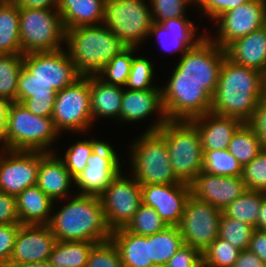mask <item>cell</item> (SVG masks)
Segmentation results:
<instances>
[{"mask_svg": "<svg viewBox=\"0 0 266 267\" xmlns=\"http://www.w3.org/2000/svg\"><path fill=\"white\" fill-rule=\"evenodd\" d=\"M265 86V74L239 65L225 56L212 97L211 112L248 123L258 102L265 97Z\"/></svg>", "mask_w": 266, "mask_h": 267, "instance_id": "1", "label": "cell"}, {"mask_svg": "<svg viewBox=\"0 0 266 267\" xmlns=\"http://www.w3.org/2000/svg\"><path fill=\"white\" fill-rule=\"evenodd\" d=\"M48 226L57 241L98 243L110 239L112 232L107 226L100 197L76 193L53 203Z\"/></svg>", "mask_w": 266, "mask_h": 267, "instance_id": "2", "label": "cell"}, {"mask_svg": "<svg viewBox=\"0 0 266 267\" xmlns=\"http://www.w3.org/2000/svg\"><path fill=\"white\" fill-rule=\"evenodd\" d=\"M81 76H96L126 46L105 25L65 30V46Z\"/></svg>", "mask_w": 266, "mask_h": 267, "instance_id": "3", "label": "cell"}, {"mask_svg": "<svg viewBox=\"0 0 266 267\" xmlns=\"http://www.w3.org/2000/svg\"><path fill=\"white\" fill-rule=\"evenodd\" d=\"M127 144L129 160L124 168L140 185L181 183L171 167L165 139L157 131L142 132Z\"/></svg>", "mask_w": 266, "mask_h": 267, "instance_id": "4", "label": "cell"}, {"mask_svg": "<svg viewBox=\"0 0 266 267\" xmlns=\"http://www.w3.org/2000/svg\"><path fill=\"white\" fill-rule=\"evenodd\" d=\"M157 132L165 139L175 176L190 184L203 170L204 151L196 125L191 120H167Z\"/></svg>", "mask_w": 266, "mask_h": 267, "instance_id": "5", "label": "cell"}, {"mask_svg": "<svg viewBox=\"0 0 266 267\" xmlns=\"http://www.w3.org/2000/svg\"><path fill=\"white\" fill-rule=\"evenodd\" d=\"M6 133L9 150L55 152L61 138L52 117L34 115L19 102L10 103Z\"/></svg>", "mask_w": 266, "mask_h": 267, "instance_id": "6", "label": "cell"}, {"mask_svg": "<svg viewBox=\"0 0 266 267\" xmlns=\"http://www.w3.org/2000/svg\"><path fill=\"white\" fill-rule=\"evenodd\" d=\"M152 23L148 0H105L103 24L126 47H144Z\"/></svg>", "mask_w": 266, "mask_h": 267, "instance_id": "7", "label": "cell"}, {"mask_svg": "<svg viewBox=\"0 0 266 267\" xmlns=\"http://www.w3.org/2000/svg\"><path fill=\"white\" fill-rule=\"evenodd\" d=\"M225 56V49L206 36L175 61L165 81L206 83V92L213 97Z\"/></svg>", "mask_w": 266, "mask_h": 267, "instance_id": "8", "label": "cell"}, {"mask_svg": "<svg viewBox=\"0 0 266 267\" xmlns=\"http://www.w3.org/2000/svg\"><path fill=\"white\" fill-rule=\"evenodd\" d=\"M19 34L23 54L65 46V28L57 9L20 8Z\"/></svg>", "mask_w": 266, "mask_h": 267, "instance_id": "9", "label": "cell"}, {"mask_svg": "<svg viewBox=\"0 0 266 267\" xmlns=\"http://www.w3.org/2000/svg\"><path fill=\"white\" fill-rule=\"evenodd\" d=\"M51 117L61 137L63 132L74 137L93 131L89 76H81L57 92Z\"/></svg>", "mask_w": 266, "mask_h": 267, "instance_id": "10", "label": "cell"}, {"mask_svg": "<svg viewBox=\"0 0 266 267\" xmlns=\"http://www.w3.org/2000/svg\"><path fill=\"white\" fill-rule=\"evenodd\" d=\"M80 77L67 50L62 48L51 52L23 54V67L18 82L48 83L58 92Z\"/></svg>", "mask_w": 266, "mask_h": 267, "instance_id": "11", "label": "cell"}, {"mask_svg": "<svg viewBox=\"0 0 266 267\" xmlns=\"http://www.w3.org/2000/svg\"><path fill=\"white\" fill-rule=\"evenodd\" d=\"M126 171L122 169L99 196L111 231L125 228L142 203L141 185Z\"/></svg>", "mask_w": 266, "mask_h": 267, "instance_id": "12", "label": "cell"}, {"mask_svg": "<svg viewBox=\"0 0 266 267\" xmlns=\"http://www.w3.org/2000/svg\"><path fill=\"white\" fill-rule=\"evenodd\" d=\"M110 142L103 139L92 152L85 169L74 178L76 194L100 196L125 167L126 158H122L125 154Z\"/></svg>", "mask_w": 266, "mask_h": 267, "instance_id": "13", "label": "cell"}, {"mask_svg": "<svg viewBox=\"0 0 266 267\" xmlns=\"http://www.w3.org/2000/svg\"><path fill=\"white\" fill-rule=\"evenodd\" d=\"M161 86L162 104L168 120H191L211 112L212 97L206 83L165 81Z\"/></svg>", "mask_w": 266, "mask_h": 267, "instance_id": "14", "label": "cell"}, {"mask_svg": "<svg viewBox=\"0 0 266 267\" xmlns=\"http://www.w3.org/2000/svg\"><path fill=\"white\" fill-rule=\"evenodd\" d=\"M222 211L190 195L178 224L185 245L201 253L218 237Z\"/></svg>", "mask_w": 266, "mask_h": 267, "instance_id": "15", "label": "cell"}, {"mask_svg": "<svg viewBox=\"0 0 266 267\" xmlns=\"http://www.w3.org/2000/svg\"><path fill=\"white\" fill-rule=\"evenodd\" d=\"M265 24V0H250L248 3L219 16L212 23V29L216 31L214 32L213 30L212 32L210 29H207V36L221 48L225 49L236 39L264 27Z\"/></svg>", "mask_w": 266, "mask_h": 267, "instance_id": "16", "label": "cell"}, {"mask_svg": "<svg viewBox=\"0 0 266 267\" xmlns=\"http://www.w3.org/2000/svg\"><path fill=\"white\" fill-rule=\"evenodd\" d=\"M40 152L4 149L0 156V190L17 196L37 185Z\"/></svg>", "mask_w": 266, "mask_h": 267, "instance_id": "17", "label": "cell"}, {"mask_svg": "<svg viewBox=\"0 0 266 267\" xmlns=\"http://www.w3.org/2000/svg\"><path fill=\"white\" fill-rule=\"evenodd\" d=\"M153 119V116H155ZM149 117L152 119H149ZM151 121H147V120ZM150 122L147 129L141 132L157 131L168 119L162 104L161 89L129 90L124 88L120 109V124L138 125L140 122ZM154 120V121H153ZM125 123V124H124Z\"/></svg>", "mask_w": 266, "mask_h": 267, "instance_id": "18", "label": "cell"}, {"mask_svg": "<svg viewBox=\"0 0 266 267\" xmlns=\"http://www.w3.org/2000/svg\"><path fill=\"white\" fill-rule=\"evenodd\" d=\"M195 23L196 20L191 19L190 16L153 22L147 40L156 39L158 47H162L161 52L176 53L180 58L207 36L208 27H203L200 33L198 23L196 25Z\"/></svg>", "mask_w": 266, "mask_h": 267, "instance_id": "19", "label": "cell"}, {"mask_svg": "<svg viewBox=\"0 0 266 267\" xmlns=\"http://www.w3.org/2000/svg\"><path fill=\"white\" fill-rule=\"evenodd\" d=\"M191 195L190 184L141 185L142 203L151 206L167 226H178Z\"/></svg>", "mask_w": 266, "mask_h": 267, "instance_id": "20", "label": "cell"}, {"mask_svg": "<svg viewBox=\"0 0 266 267\" xmlns=\"http://www.w3.org/2000/svg\"><path fill=\"white\" fill-rule=\"evenodd\" d=\"M56 241L48 225H21L8 267L47 261Z\"/></svg>", "mask_w": 266, "mask_h": 267, "instance_id": "21", "label": "cell"}, {"mask_svg": "<svg viewBox=\"0 0 266 267\" xmlns=\"http://www.w3.org/2000/svg\"><path fill=\"white\" fill-rule=\"evenodd\" d=\"M191 195L223 211L246 190L241 177L219 176L201 171L190 183Z\"/></svg>", "mask_w": 266, "mask_h": 267, "instance_id": "22", "label": "cell"}, {"mask_svg": "<svg viewBox=\"0 0 266 267\" xmlns=\"http://www.w3.org/2000/svg\"><path fill=\"white\" fill-rule=\"evenodd\" d=\"M37 186L54 202L76 193L74 178L55 152H40Z\"/></svg>", "mask_w": 266, "mask_h": 267, "instance_id": "23", "label": "cell"}, {"mask_svg": "<svg viewBox=\"0 0 266 267\" xmlns=\"http://www.w3.org/2000/svg\"><path fill=\"white\" fill-rule=\"evenodd\" d=\"M191 121L199 131L203 151L227 149L233 135L243 124L237 118L212 112L198 116Z\"/></svg>", "mask_w": 266, "mask_h": 267, "instance_id": "24", "label": "cell"}, {"mask_svg": "<svg viewBox=\"0 0 266 267\" xmlns=\"http://www.w3.org/2000/svg\"><path fill=\"white\" fill-rule=\"evenodd\" d=\"M225 51L233 62L266 75V26L236 39Z\"/></svg>", "mask_w": 266, "mask_h": 267, "instance_id": "25", "label": "cell"}, {"mask_svg": "<svg viewBox=\"0 0 266 267\" xmlns=\"http://www.w3.org/2000/svg\"><path fill=\"white\" fill-rule=\"evenodd\" d=\"M89 86L93 124L106 119L120 125L124 87L106 84L97 76H89Z\"/></svg>", "mask_w": 266, "mask_h": 267, "instance_id": "26", "label": "cell"}, {"mask_svg": "<svg viewBox=\"0 0 266 267\" xmlns=\"http://www.w3.org/2000/svg\"><path fill=\"white\" fill-rule=\"evenodd\" d=\"M54 201L37 185L16 196V209L21 225H48Z\"/></svg>", "mask_w": 266, "mask_h": 267, "instance_id": "27", "label": "cell"}, {"mask_svg": "<svg viewBox=\"0 0 266 267\" xmlns=\"http://www.w3.org/2000/svg\"><path fill=\"white\" fill-rule=\"evenodd\" d=\"M123 267H154L150 259V235L139 236L119 228L111 232Z\"/></svg>", "mask_w": 266, "mask_h": 267, "instance_id": "28", "label": "cell"}, {"mask_svg": "<svg viewBox=\"0 0 266 267\" xmlns=\"http://www.w3.org/2000/svg\"><path fill=\"white\" fill-rule=\"evenodd\" d=\"M105 0H59V12L65 30L103 24Z\"/></svg>", "mask_w": 266, "mask_h": 267, "instance_id": "29", "label": "cell"}, {"mask_svg": "<svg viewBox=\"0 0 266 267\" xmlns=\"http://www.w3.org/2000/svg\"><path fill=\"white\" fill-rule=\"evenodd\" d=\"M56 94L57 91L48 83L18 82L17 102L37 116H52Z\"/></svg>", "mask_w": 266, "mask_h": 267, "instance_id": "30", "label": "cell"}, {"mask_svg": "<svg viewBox=\"0 0 266 267\" xmlns=\"http://www.w3.org/2000/svg\"><path fill=\"white\" fill-rule=\"evenodd\" d=\"M20 8L13 0H0V53L23 54L19 34Z\"/></svg>", "mask_w": 266, "mask_h": 267, "instance_id": "31", "label": "cell"}, {"mask_svg": "<svg viewBox=\"0 0 266 267\" xmlns=\"http://www.w3.org/2000/svg\"><path fill=\"white\" fill-rule=\"evenodd\" d=\"M76 135L77 137H82V139L76 138L75 140L74 138L75 142L71 140L73 143H70V146H68L67 148L65 147L66 150L63 151L64 154L59 149L55 150V153L64 162L66 168L68 169L73 178H75L85 169L92 152L103 141L101 137L100 139L96 138L95 135H92L91 137L89 133H82ZM87 135H89L90 137ZM85 136L87 137L86 139Z\"/></svg>", "mask_w": 266, "mask_h": 267, "instance_id": "32", "label": "cell"}, {"mask_svg": "<svg viewBox=\"0 0 266 267\" xmlns=\"http://www.w3.org/2000/svg\"><path fill=\"white\" fill-rule=\"evenodd\" d=\"M95 242L56 241L49 256L53 267H85Z\"/></svg>", "mask_w": 266, "mask_h": 267, "instance_id": "33", "label": "cell"}, {"mask_svg": "<svg viewBox=\"0 0 266 267\" xmlns=\"http://www.w3.org/2000/svg\"><path fill=\"white\" fill-rule=\"evenodd\" d=\"M183 244L178 226H167L164 230L150 235V259L154 267H165Z\"/></svg>", "mask_w": 266, "mask_h": 267, "instance_id": "34", "label": "cell"}, {"mask_svg": "<svg viewBox=\"0 0 266 267\" xmlns=\"http://www.w3.org/2000/svg\"><path fill=\"white\" fill-rule=\"evenodd\" d=\"M227 150L244 167L263 149L257 133L248 123H243L233 135Z\"/></svg>", "mask_w": 266, "mask_h": 267, "instance_id": "35", "label": "cell"}, {"mask_svg": "<svg viewBox=\"0 0 266 267\" xmlns=\"http://www.w3.org/2000/svg\"><path fill=\"white\" fill-rule=\"evenodd\" d=\"M264 194L265 192L261 191L246 190L222 212L228 217L243 221L256 228Z\"/></svg>", "mask_w": 266, "mask_h": 267, "instance_id": "36", "label": "cell"}, {"mask_svg": "<svg viewBox=\"0 0 266 267\" xmlns=\"http://www.w3.org/2000/svg\"><path fill=\"white\" fill-rule=\"evenodd\" d=\"M141 52L136 53L132 59L130 74L124 88L129 90H146V89H161L160 84L156 83L157 74L154 68L155 62ZM140 55V56H139ZM156 76V78H155ZM156 83V84H154Z\"/></svg>", "mask_w": 266, "mask_h": 267, "instance_id": "37", "label": "cell"}, {"mask_svg": "<svg viewBox=\"0 0 266 267\" xmlns=\"http://www.w3.org/2000/svg\"><path fill=\"white\" fill-rule=\"evenodd\" d=\"M139 51H141L139 48L126 47L115 55L96 76L106 84L125 87L130 74L132 59Z\"/></svg>", "mask_w": 266, "mask_h": 267, "instance_id": "38", "label": "cell"}, {"mask_svg": "<svg viewBox=\"0 0 266 267\" xmlns=\"http://www.w3.org/2000/svg\"><path fill=\"white\" fill-rule=\"evenodd\" d=\"M23 67V54L0 53V98L17 102L18 76Z\"/></svg>", "mask_w": 266, "mask_h": 267, "instance_id": "39", "label": "cell"}, {"mask_svg": "<svg viewBox=\"0 0 266 267\" xmlns=\"http://www.w3.org/2000/svg\"><path fill=\"white\" fill-rule=\"evenodd\" d=\"M242 165L227 150L204 151L203 172L219 176L241 177Z\"/></svg>", "mask_w": 266, "mask_h": 267, "instance_id": "40", "label": "cell"}, {"mask_svg": "<svg viewBox=\"0 0 266 267\" xmlns=\"http://www.w3.org/2000/svg\"><path fill=\"white\" fill-rule=\"evenodd\" d=\"M254 230L255 228L249 224L232 217H228L222 212L219 222L218 237L228 241L236 248L240 250H247Z\"/></svg>", "mask_w": 266, "mask_h": 267, "instance_id": "41", "label": "cell"}, {"mask_svg": "<svg viewBox=\"0 0 266 267\" xmlns=\"http://www.w3.org/2000/svg\"><path fill=\"white\" fill-rule=\"evenodd\" d=\"M240 249L217 237L203 252V267H233Z\"/></svg>", "mask_w": 266, "mask_h": 267, "instance_id": "42", "label": "cell"}, {"mask_svg": "<svg viewBox=\"0 0 266 267\" xmlns=\"http://www.w3.org/2000/svg\"><path fill=\"white\" fill-rule=\"evenodd\" d=\"M167 224L151 206L141 203L125 229L139 236H148L164 230Z\"/></svg>", "mask_w": 266, "mask_h": 267, "instance_id": "43", "label": "cell"}, {"mask_svg": "<svg viewBox=\"0 0 266 267\" xmlns=\"http://www.w3.org/2000/svg\"><path fill=\"white\" fill-rule=\"evenodd\" d=\"M153 22L188 16L193 5L189 0H148ZM189 9V10H188ZM187 12V13H186Z\"/></svg>", "mask_w": 266, "mask_h": 267, "instance_id": "44", "label": "cell"}, {"mask_svg": "<svg viewBox=\"0 0 266 267\" xmlns=\"http://www.w3.org/2000/svg\"><path fill=\"white\" fill-rule=\"evenodd\" d=\"M85 267H123L119 251L111 238L94 244Z\"/></svg>", "mask_w": 266, "mask_h": 267, "instance_id": "45", "label": "cell"}, {"mask_svg": "<svg viewBox=\"0 0 266 267\" xmlns=\"http://www.w3.org/2000/svg\"><path fill=\"white\" fill-rule=\"evenodd\" d=\"M242 180L247 190L266 193V150H262L242 169Z\"/></svg>", "mask_w": 266, "mask_h": 267, "instance_id": "46", "label": "cell"}, {"mask_svg": "<svg viewBox=\"0 0 266 267\" xmlns=\"http://www.w3.org/2000/svg\"><path fill=\"white\" fill-rule=\"evenodd\" d=\"M249 1L250 0H201L195 7V11L200 14L196 20L206 17L208 18L206 20H210L212 24L222 14L235 9L240 5L246 4Z\"/></svg>", "mask_w": 266, "mask_h": 267, "instance_id": "47", "label": "cell"}, {"mask_svg": "<svg viewBox=\"0 0 266 267\" xmlns=\"http://www.w3.org/2000/svg\"><path fill=\"white\" fill-rule=\"evenodd\" d=\"M20 223L0 224V265L8 267Z\"/></svg>", "mask_w": 266, "mask_h": 267, "instance_id": "48", "label": "cell"}, {"mask_svg": "<svg viewBox=\"0 0 266 267\" xmlns=\"http://www.w3.org/2000/svg\"><path fill=\"white\" fill-rule=\"evenodd\" d=\"M165 267H203L202 253L194 247L183 244Z\"/></svg>", "mask_w": 266, "mask_h": 267, "instance_id": "49", "label": "cell"}, {"mask_svg": "<svg viewBox=\"0 0 266 267\" xmlns=\"http://www.w3.org/2000/svg\"><path fill=\"white\" fill-rule=\"evenodd\" d=\"M248 124L257 133L263 150H266V97L262 98Z\"/></svg>", "mask_w": 266, "mask_h": 267, "instance_id": "50", "label": "cell"}, {"mask_svg": "<svg viewBox=\"0 0 266 267\" xmlns=\"http://www.w3.org/2000/svg\"><path fill=\"white\" fill-rule=\"evenodd\" d=\"M12 223H20L16 209V197L0 190V224Z\"/></svg>", "mask_w": 266, "mask_h": 267, "instance_id": "51", "label": "cell"}, {"mask_svg": "<svg viewBox=\"0 0 266 267\" xmlns=\"http://www.w3.org/2000/svg\"><path fill=\"white\" fill-rule=\"evenodd\" d=\"M248 249L256 254L264 264H266V232L255 229L252 233Z\"/></svg>", "mask_w": 266, "mask_h": 267, "instance_id": "52", "label": "cell"}, {"mask_svg": "<svg viewBox=\"0 0 266 267\" xmlns=\"http://www.w3.org/2000/svg\"><path fill=\"white\" fill-rule=\"evenodd\" d=\"M233 267H264L262 260L249 249L241 250Z\"/></svg>", "mask_w": 266, "mask_h": 267, "instance_id": "53", "label": "cell"}, {"mask_svg": "<svg viewBox=\"0 0 266 267\" xmlns=\"http://www.w3.org/2000/svg\"><path fill=\"white\" fill-rule=\"evenodd\" d=\"M10 101L4 98H0V147L7 149V115L10 106Z\"/></svg>", "mask_w": 266, "mask_h": 267, "instance_id": "54", "label": "cell"}, {"mask_svg": "<svg viewBox=\"0 0 266 267\" xmlns=\"http://www.w3.org/2000/svg\"><path fill=\"white\" fill-rule=\"evenodd\" d=\"M18 8L57 9L59 0H13Z\"/></svg>", "mask_w": 266, "mask_h": 267, "instance_id": "55", "label": "cell"}, {"mask_svg": "<svg viewBox=\"0 0 266 267\" xmlns=\"http://www.w3.org/2000/svg\"><path fill=\"white\" fill-rule=\"evenodd\" d=\"M255 229L263 230L266 232V193L263 195L262 198L257 226Z\"/></svg>", "mask_w": 266, "mask_h": 267, "instance_id": "56", "label": "cell"}, {"mask_svg": "<svg viewBox=\"0 0 266 267\" xmlns=\"http://www.w3.org/2000/svg\"><path fill=\"white\" fill-rule=\"evenodd\" d=\"M13 267H53L49 261L14 265Z\"/></svg>", "mask_w": 266, "mask_h": 267, "instance_id": "57", "label": "cell"}, {"mask_svg": "<svg viewBox=\"0 0 266 267\" xmlns=\"http://www.w3.org/2000/svg\"><path fill=\"white\" fill-rule=\"evenodd\" d=\"M192 5L194 6V8L201 2V0H189Z\"/></svg>", "mask_w": 266, "mask_h": 267, "instance_id": "58", "label": "cell"}, {"mask_svg": "<svg viewBox=\"0 0 266 267\" xmlns=\"http://www.w3.org/2000/svg\"><path fill=\"white\" fill-rule=\"evenodd\" d=\"M4 149L0 147V156L2 155Z\"/></svg>", "mask_w": 266, "mask_h": 267, "instance_id": "59", "label": "cell"}]
</instances>
